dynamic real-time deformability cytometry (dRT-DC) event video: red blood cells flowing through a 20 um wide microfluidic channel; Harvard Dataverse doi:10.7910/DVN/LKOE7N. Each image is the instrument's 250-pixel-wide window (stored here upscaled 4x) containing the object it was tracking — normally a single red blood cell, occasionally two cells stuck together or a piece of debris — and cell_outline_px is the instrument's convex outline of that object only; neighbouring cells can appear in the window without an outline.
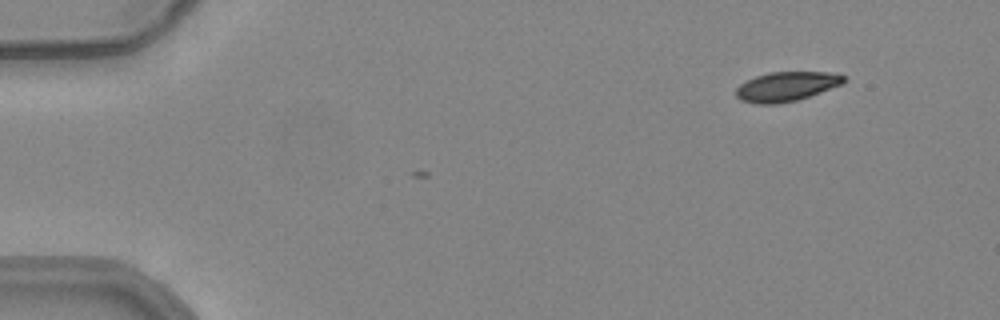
{"species": "common noctule bat (a hibernating species)", "species_latin": "Nyctalus noctula", "temperature_condition": "warm", "stored_images_in_passage": 2, "camera_frame_rate_fps": 3000, "um_per_image_px": 0.085, "animal": {"sex": "female", "body_mass_g": 24.6, "forearm_length_mm": 56.2}, "frame": {"image": 1, "passage_image": 2, "time_ms": 0.333, "image_size_px": [1000, 320], "cell_outline_px": [[848, 80], [844, 84], [796, 100], [776, 104], [756, 104], [740, 100], [736, 96], [736, 88], [740, 84], [756, 76], [768, 72], [832, 72], [844, 76]], "centroid_in_image_um": [66.86, 7.35], "position_along_channel_um": 18.1, "area_um2": 18.55}}